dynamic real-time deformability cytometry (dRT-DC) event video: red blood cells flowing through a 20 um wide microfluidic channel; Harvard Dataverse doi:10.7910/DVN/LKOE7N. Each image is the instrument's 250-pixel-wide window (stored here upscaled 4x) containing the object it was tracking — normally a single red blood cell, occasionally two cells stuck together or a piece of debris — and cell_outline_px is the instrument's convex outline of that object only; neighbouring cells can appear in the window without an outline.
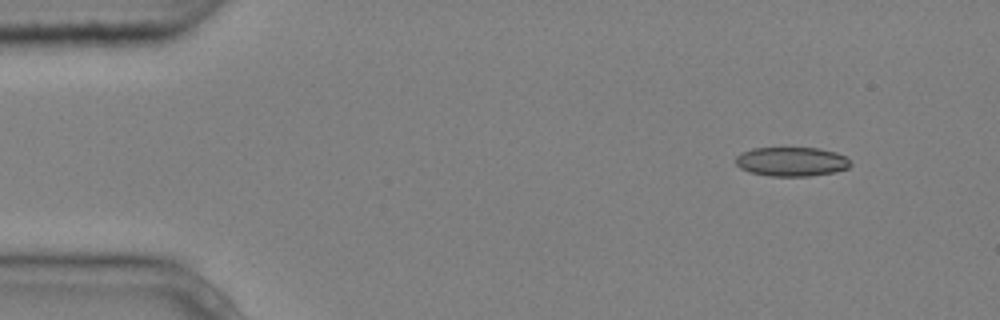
{"species": "common noctule bat (a hibernating species)", "species_latin": "Nyctalus noctula", "temperature_condition": "cold", "stored_images_in_passage": 5, "camera_frame_rate_fps": 3000, "um_per_image_px": 0.085, "animal": {"sex": "male", "body_mass_g": 20.4}, "frame": {"image": 1, "passage_image": 2, "time_ms": 0.333, "image_size_px": [1000, 320], "cell_outline_px": [[852, 164], [848, 168], [836, 172], [808, 176], [768, 176], [748, 172], [740, 168], [736, 164], [736, 156], [740, 152], [752, 148], [820, 148], [836, 152], [844, 156]], "centroid_in_image_um": [67.26, 13.74], "position_along_channel_um": 17.7, "area_um2": 19.71}}
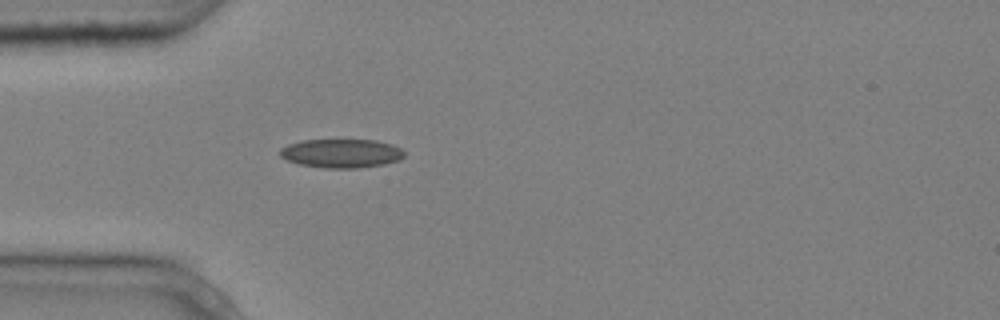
{"frame": {"image": 2, "passage_image": 5, "time_ms": 1.333, "image_size_px": [1000, 320], "cell_outline_px": [[404, 156], [400, 160], [384, 164], [356, 168], [324, 168], [300, 164], [288, 160], [280, 156], [280, 148], [288, 144], [300, 140], [376, 140], [392, 144], [400, 148], [404, 152]], "centroid_in_image_um": [29.02, 13.03], "position_along_channel_um": 56.0, "area_um2": 20.87}}